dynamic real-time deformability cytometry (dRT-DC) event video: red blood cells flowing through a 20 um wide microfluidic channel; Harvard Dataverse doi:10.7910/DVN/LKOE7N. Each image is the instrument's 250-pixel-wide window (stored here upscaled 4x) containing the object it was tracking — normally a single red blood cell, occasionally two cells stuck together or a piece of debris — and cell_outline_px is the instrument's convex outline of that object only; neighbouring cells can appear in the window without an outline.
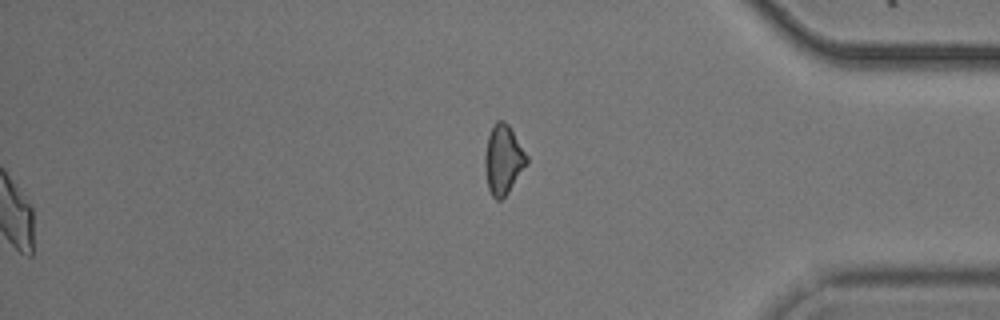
{"species": "common noctule bat (a hibernating species)", "species_latin": "Nyctalus noctula", "temperature_condition": "cold", "stored_images_in_passage": 46, "segment_of_instrument_passage": [2, 2], "camera_frame_rate_fps": 3000, "um_per_image_px": 0.085, "animal": {"sex": "male", "body_mass_g": 20.5, "forearm_length_mm": 52.5}, "frame": {"image": 1, "passage_image": 46, "time_ms": 15.0, "image_size_px": [1000, 320], "cell_outline_px": [[528, 164], [508, 192], [500, 200], [496, 200], [492, 196], [488, 188], [484, 168], [484, 152], [488, 136], [492, 124], [496, 120], [504, 120], [508, 124], [528, 156]], "centroid_in_image_um": [42.76, 13.55], "position_along_channel_um": 392.4, "area_um2": 17.11}}